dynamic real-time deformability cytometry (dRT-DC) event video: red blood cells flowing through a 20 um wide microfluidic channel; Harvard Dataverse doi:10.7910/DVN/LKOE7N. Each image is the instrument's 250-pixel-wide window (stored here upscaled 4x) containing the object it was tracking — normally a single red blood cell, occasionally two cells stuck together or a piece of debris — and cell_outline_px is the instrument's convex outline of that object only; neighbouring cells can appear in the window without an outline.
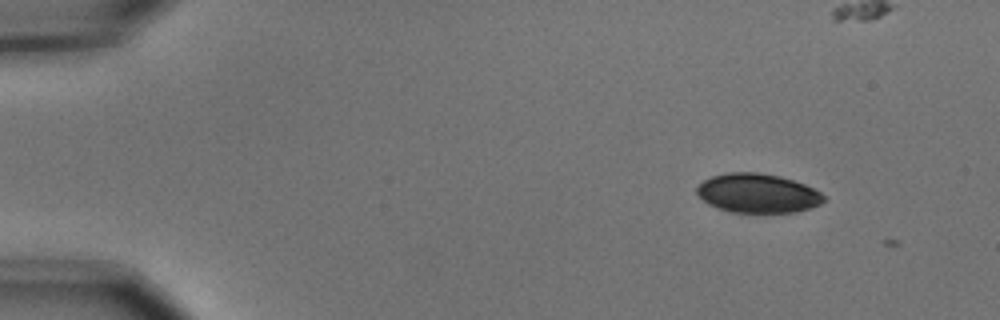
{"species": "common noctule bat (a hibernating species)", "species_latin": "Nyctalus noctula", "temperature_condition": "cold", "stored_images_in_passage": 2, "camera_frame_rate_fps": 3000, "um_per_image_px": 0.085, "animal": {"sex": "male", "body_mass_g": 15.6}, "frame": {"image": 1, "passage_image": 1, "time_ms": 0.0, "image_size_px": [1000, 320], "cell_outline_px": [[824, 200], [820, 204], [796, 212], [732, 212], [708, 204], [696, 192], [696, 188], [704, 180], [712, 176], [728, 172], [760, 172], [780, 176], [804, 184], [820, 192], [824, 196]], "centroid_in_image_um": [64.39, 16.41], "position_along_channel_um": 20.6, "area_um2": 28.67}}